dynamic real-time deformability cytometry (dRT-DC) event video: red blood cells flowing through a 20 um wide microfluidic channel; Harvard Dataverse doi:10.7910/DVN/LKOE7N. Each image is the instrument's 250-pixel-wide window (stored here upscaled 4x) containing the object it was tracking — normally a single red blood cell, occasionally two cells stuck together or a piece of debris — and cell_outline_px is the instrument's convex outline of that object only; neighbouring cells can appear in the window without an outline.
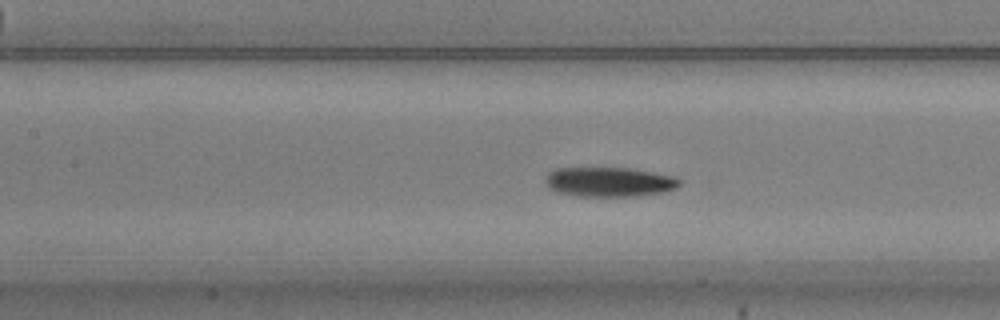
{"species": "common noctule bat (a hibernating species)", "species_latin": "Nyctalus noctula", "temperature_condition": "warm", "stored_images_in_passage": 39, "camera_frame_rate_fps": 3000, "um_per_image_px": 0.085, "animal": {"sex": "male", "body_mass_g": 20.5, "forearm_length_mm": 52.5}, "frame": {"image": 1, "passage_image": 13, "time_ms": 4.0, "image_size_px": [1000, 320], "cell_outline_px": [[680, 184], [676, 188], [664, 192], [636, 196], [580, 196], [556, 192], [548, 188], [548, 172], [556, 168], [628, 168], [676, 176], [680, 180]], "centroid_in_image_um": [51.82, 15.46], "position_along_channel_um": 155.6, "area_um2": 23.0}}
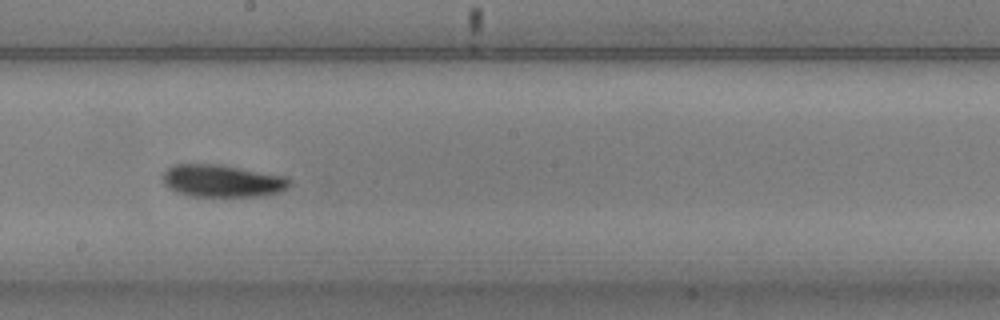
{"frame": {"image": 2, "passage_image": 19, "time_ms": 6.0, "image_size_px": [1000, 320], "cell_outline_px": [[292, 184], [288, 188], [280, 192], [260, 196], [192, 196], [176, 192], [168, 188], [164, 184], [164, 172], [172, 164], [220, 164], [288, 176], [292, 180]], "centroid_in_image_um": [18.95, 15.37], "position_along_channel_um": 229.3, "area_um2": 24.22}}
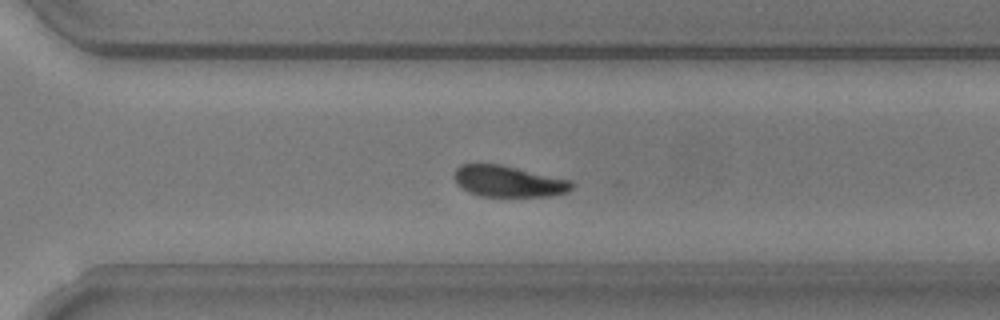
{"frame": {"image": 3, "passage_image": 27, "time_ms": 8.667, "image_size_px": [1000, 320], "cell_outline_px": [[576, 184], [568, 192], [548, 196], [480, 196], [468, 192], [460, 188], [456, 184], [452, 176], [456, 168], [460, 164], [500, 164], [572, 180]], "centroid_in_image_um": [43.19, 15.41], "position_along_channel_um": 327.4, "area_um2": 21.68}, "authors_computed_cell_mechanics": {"area_um2": 22.3686, "velocity_mm_per_s": 3.6934, "shape_relaxation_time_tau1_ms": 2.8163, "shape_relaxation_time_tau2_ms": 10.1962, "deformation_change_tau1": 0.1066, "deformation_change_tau2": 0.1747}}